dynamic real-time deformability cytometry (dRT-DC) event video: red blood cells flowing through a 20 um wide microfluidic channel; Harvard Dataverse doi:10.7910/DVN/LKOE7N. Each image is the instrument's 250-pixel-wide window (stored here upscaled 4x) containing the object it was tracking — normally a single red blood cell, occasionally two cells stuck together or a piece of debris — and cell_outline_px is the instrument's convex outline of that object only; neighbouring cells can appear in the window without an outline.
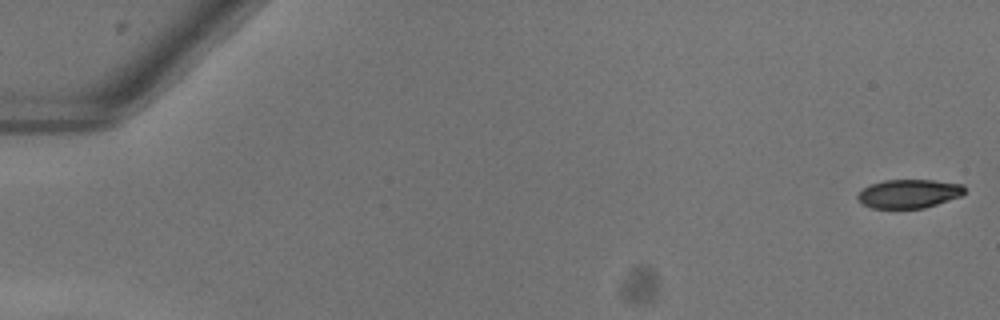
{"species": "common noctule bat (a hibernating species)", "species_latin": "Nyctalus noctula", "temperature_condition": "warm", "stored_images_in_passage": 53, "camera_frame_rate_fps": 3000, "um_per_image_px": 0.085, "animal": {"sex": "female"}, "frame": {"image": 1, "passage_image": 1, "time_ms": 0.0, "image_size_px": [1000, 320], "cell_outline_px": [[964, 192], [960, 196], [924, 208], [872, 208], [864, 204], [856, 196], [864, 188], [872, 184], [884, 180], [932, 180], [964, 184]], "centroid_in_image_um": [77.27, 16.46], "position_along_channel_um": 7.7, "area_um2": 17.63}}
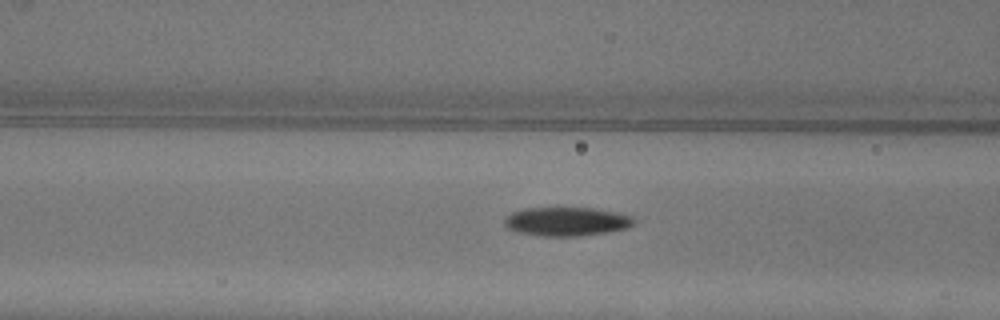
{"frame": {"image": 2, "passage_image": 22, "time_ms": 7.0, "image_size_px": [1000, 320], "cell_outline_px": [[636, 220], [628, 228], [604, 232], [576, 236], [544, 236], [516, 232], [508, 228], [504, 224], [504, 220], [512, 212], [524, 208], [596, 208], [620, 212], [632, 216]], "centroid_in_image_um": [48.18, 18.82], "position_along_channel_um": 118.4, "area_um2": 21.73}}
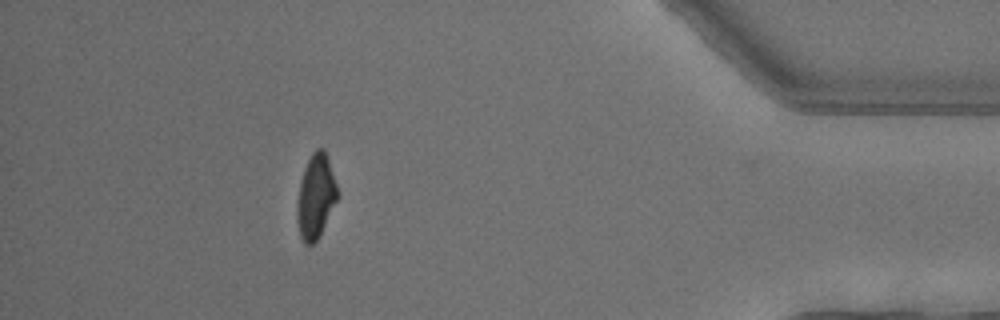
{"frame": {"image": 3, "passage_image": 47, "time_ms": 15.333, "image_size_px": [1000, 320], "cell_outline_px": [[340, 196], [320, 236], [312, 244], [304, 244], [300, 236], [296, 220], [296, 204], [300, 180], [304, 168], [312, 152], [316, 148], [324, 148], [340, 192]], "centroid_in_image_um": [26.85, 16.71], "position_along_channel_um": 408.4, "area_um2": 20.35}, "authors_computed_cell_mechanics": {"area_um2": 20.519, "velocity_mm_per_s": 4.0603, "shape_relaxation_time_tau1_ms": 3.1525, "shape_relaxation_time_tau2_ms": null, "deformation_change_tau1": 0.1704, "deformation_change_tau2": null}}